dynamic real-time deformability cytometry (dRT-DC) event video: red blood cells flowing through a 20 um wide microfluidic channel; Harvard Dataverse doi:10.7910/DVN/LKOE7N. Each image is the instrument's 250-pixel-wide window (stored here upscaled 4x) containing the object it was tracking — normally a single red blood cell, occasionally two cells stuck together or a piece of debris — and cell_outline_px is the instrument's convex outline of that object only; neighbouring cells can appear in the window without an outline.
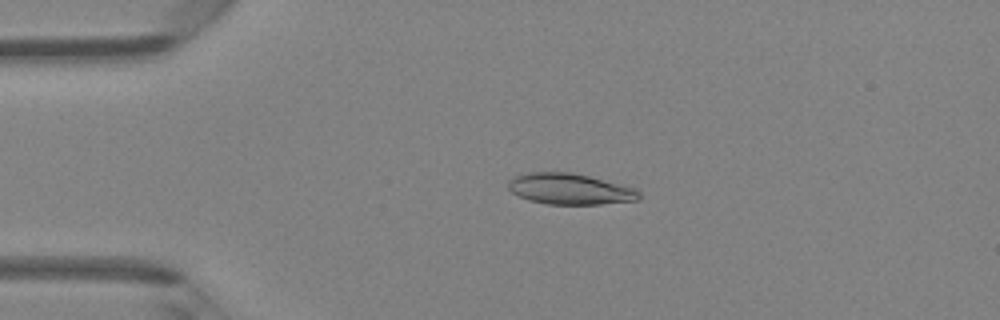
{"species": "Egyptian fruit bat (a non-hibernating species)", "species_latin": "Rousettus aegyptiacus", "temperature_condition": "room temperature", "stored_images_in_passage": 45, "camera_frame_rate_fps": 3000, "um_per_image_px": 0.085, "animal": {"sex": "female"}, "frame": {"image": 1, "passage_image": 9, "time_ms": 2.667, "image_size_px": [1000, 320], "cell_outline_px": [[640, 200], [600, 204], [548, 204], [528, 200], [512, 192], [508, 188], [508, 180], [512, 176], [528, 172], [572, 172], [624, 184], [636, 188], [640, 192]], "centroid_in_image_um": [48.46, 16.05], "position_along_channel_um": 36.5, "area_um2": 23.93}}
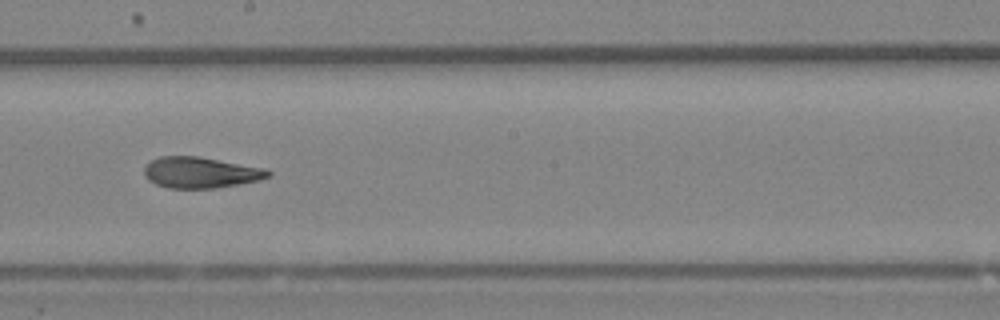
{"frame": {"image": 2, "passage_image": 25, "time_ms": 8.0, "image_size_px": [1000, 320], "cell_outline_px": [[272, 176], [260, 180], [240, 184], [216, 188], [168, 188], [156, 184], [148, 180], [144, 176], [144, 168], [152, 160], [160, 156], [200, 156], [268, 168], [272, 172]], "centroid_in_image_um": [17.11, 14.66], "position_along_channel_um": 231.1, "area_um2": 22.77}}
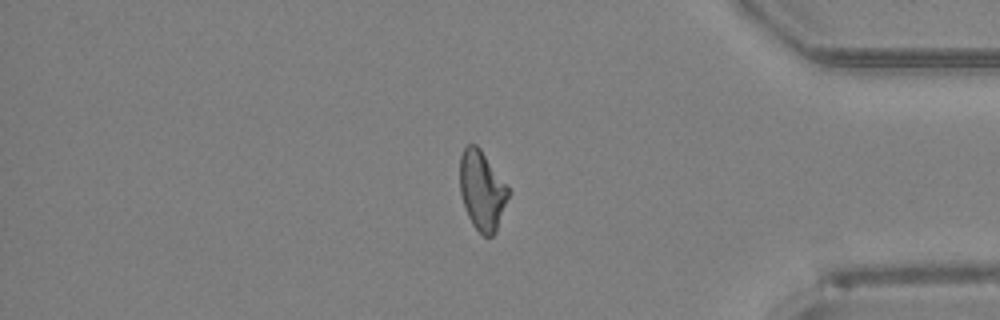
{"frame": {"image": 3, "passage_image": 38, "time_ms": 12.333, "image_size_px": [1000, 320], "cell_outline_px": [[512, 192], [496, 232], [492, 236], [484, 236], [472, 224], [468, 216], [460, 192], [460, 156], [464, 148], [468, 144], [476, 144], [480, 148], [508, 184]], "centroid_in_image_um": [41.02, 16.18], "position_along_channel_um": 394.2, "area_um2": 22.83}, "authors_computed_cell_mechanics": {"area_um2": 23.0622, "velocity_mm_per_s": 4.3444, "shape_relaxation_time_tau1_ms": null, "shape_relaxation_time_tau2_ms": 2.5051, "deformation_change_tau1": null, "deformation_change_tau2": 0.0949}}